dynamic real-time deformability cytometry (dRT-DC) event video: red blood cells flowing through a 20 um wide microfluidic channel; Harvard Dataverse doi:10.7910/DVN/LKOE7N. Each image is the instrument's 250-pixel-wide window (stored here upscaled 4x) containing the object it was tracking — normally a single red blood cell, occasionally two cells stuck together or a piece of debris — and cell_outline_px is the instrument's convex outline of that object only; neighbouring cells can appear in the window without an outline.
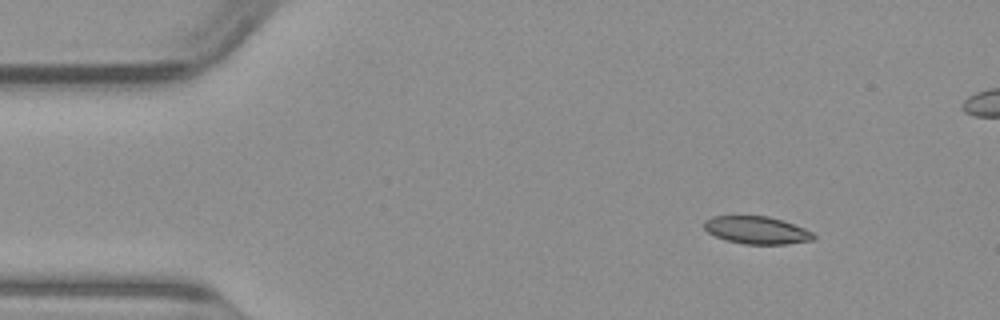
{"species": "common noctule bat (a hibernating species)", "species_latin": "Nyctalus noctula", "temperature_condition": "warm", "stored_images_in_passage": 30, "camera_frame_rate_fps": 3000, "um_per_image_px": 0.085, "animal": {"sex": "male", "body_mass_g": 23.1, "forearm_length_mm": 52.7}, "frame": {"image": 1, "passage_image": 1, "time_ms": 0.0, "image_size_px": [1000, 320], "cell_outline_px": [[816, 236], [812, 240], [788, 244], [744, 244], [724, 240], [708, 232], [704, 228], [704, 220], [712, 216], [768, 216], [784, 220], [804, 228], [812, 232]], "centroid_in_image_um": [64.32, 19.56], "position_along_channel_um": 20.7, "area_um2": 17.69}}
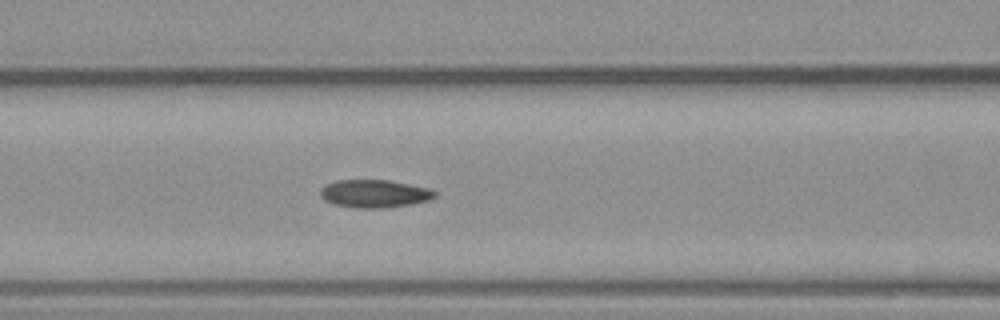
{"frame": {"image": 2, "passage_image": 15, "time_ms": 4.667, "image_size_px": [1000, 320], "cell_outline_px": [[436, 196], [428, 200], [408, 204], [384, 208], [356, 208], [332, 204], [324, 200], [320, 196], [320, 188], [324, 184], [336, 180], [388, 180], [432, 188], [436, 192]], "centroid_in_image_um": [31.79, 16.45], "position_along_channel_um": 134.8, "area_um2": 18.79}}
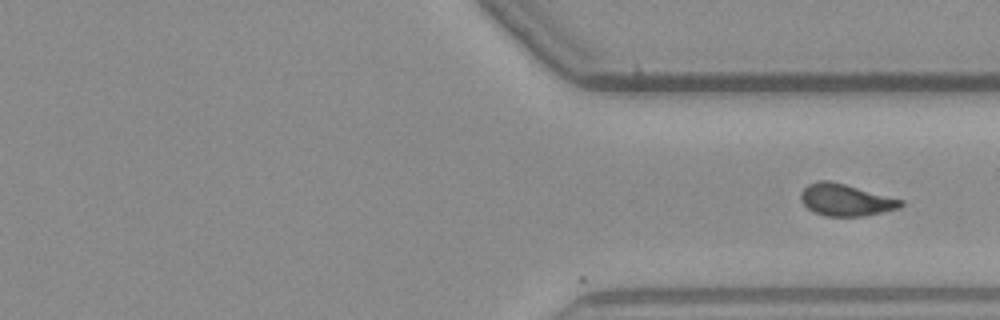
{"frame": {"image": 3, "passage_image": 30, "time_ms": 9.667, "image_size_px": [1000, 320], "cell_outline_px": [[904, 204], [900, 208], [884, 212], [864, 216], [824, 216], [808, 208], [800, 200], [800, 192], [808, 184], [816, 180], [828, 180], [844, 184], [904, 200]], "centroid_in_image_um": [71.88, 16.99], "position_along_channel_um": 339.5, "area_um2": 18.61}}